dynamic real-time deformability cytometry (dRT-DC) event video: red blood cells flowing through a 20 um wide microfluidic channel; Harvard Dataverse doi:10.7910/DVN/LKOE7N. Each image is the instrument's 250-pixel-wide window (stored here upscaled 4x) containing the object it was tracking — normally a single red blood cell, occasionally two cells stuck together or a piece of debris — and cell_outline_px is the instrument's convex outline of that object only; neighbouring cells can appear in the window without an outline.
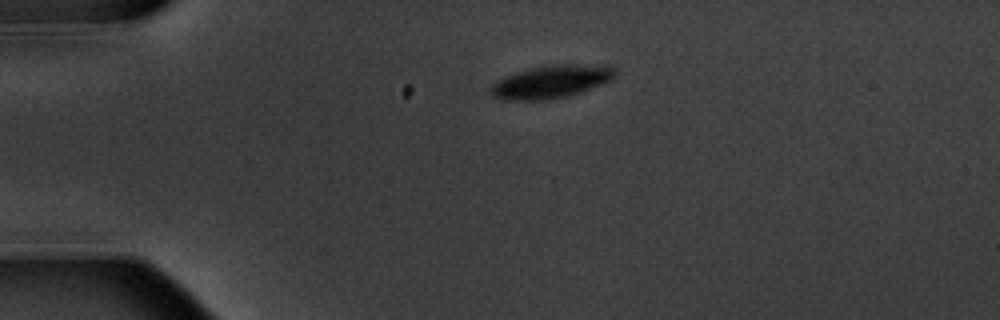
{"species": "common noctule bat (a hibernating species)", "species_latin": "Nyctalus noctula", "temperature_condition": "warm", "stored_images_in_passage": 2, "camera_frame_rate_fps": 3000, "um_per_image_px": 0.085, "animal": {"sex": "male", "body_mass_g": 20.1, "forearm_length_mm": 53.5}, "frame": {"image": 1, "passage_image": 1, "time_ms": 0.0, "image_size_px": [1000, 320], "cell_outline_px": [[616, 76], [612, 80], [580, 92], [568, 96], [548, 100], [500, 100], [492, 96], [488, 92], [488, 88], [496, 80], [504, 76], [528, 68], [560, 64], [608, 64], [616, 72]], "centroid_in_image_um": [46.82, 6.94], "position_along_channel_um": 38.2, "area_um2": 24.28}}